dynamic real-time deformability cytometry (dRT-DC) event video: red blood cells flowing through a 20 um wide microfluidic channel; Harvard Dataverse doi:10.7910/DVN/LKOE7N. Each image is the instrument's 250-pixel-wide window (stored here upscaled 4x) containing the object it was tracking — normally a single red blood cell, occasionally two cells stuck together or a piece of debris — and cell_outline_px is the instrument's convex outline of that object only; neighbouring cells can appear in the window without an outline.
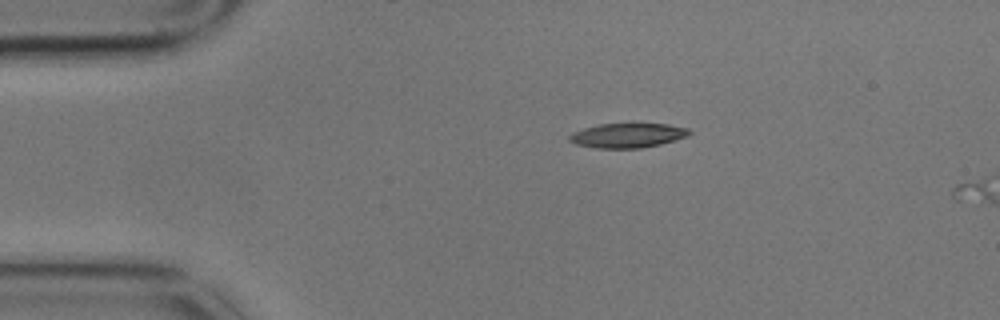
{"species": "common noctule bat (a hibernating species)", "species_latin": "Nyctalus noctula", "temperature_condition": "cold", "stored_images_in_passage": 2, "segment_of_instrument_passage": [1, 2], "camera_frame_rate_fps": 3000, "um_per_image_px": 0.085, "animal": {"sex": "male", "body_mass_g": 17.9}, "frame": {"image": 1, "passage_image": 1, "time_ms": 0.0, "image_size_px": [1000, 320], "cell_outline_px": [[692, 132], [688, 136], [660, 144], [640, 148], [596, 148], [576, 144], [568, 140], [568, 136], [572, 132], [584, 128], [600, 124], [668, 124], [688, 128]], "centroid_in_image_um": [53.33, 11.51], "position_along_channel_um": 31.7, "area_um2": 17.05}}